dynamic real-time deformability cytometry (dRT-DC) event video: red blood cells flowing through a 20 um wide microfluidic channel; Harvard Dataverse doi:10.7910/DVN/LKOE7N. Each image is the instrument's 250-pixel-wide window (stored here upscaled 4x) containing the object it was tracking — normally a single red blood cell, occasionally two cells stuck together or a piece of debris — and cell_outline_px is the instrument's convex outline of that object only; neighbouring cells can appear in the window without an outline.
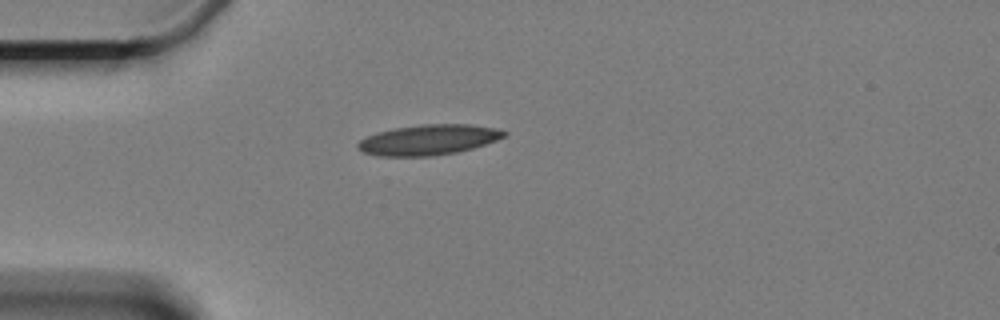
{"species": "Egyptian fruit bat (a non-hibernating species)", "species_latin": "Rousettus aegyptiacus", "temperature_condition": "cold", "stored_images_in_passage": 37, "camera_frame_rate_fps": 3000, "um_per_image_px": 0.085, "animal": {"sex": "female"}, "frame": {"image": 1, "passage_image": 1, "time_ms": 0.0, "image_size_px": [1000, 320], "cell_outline_px": [[508, 136], [472, 148], [456, 152], [432, 156], [380, 156], [364, 152], [356, 148], [356, 144], [360, 140], [376, 132], [396, 128], [424, 124], [468, 124], [496, 128], [508, 132]], "centroid_in_image_um": [36.43, 11.88], "position_along_channel_um": 48.6, "area_um2": 25.78}}
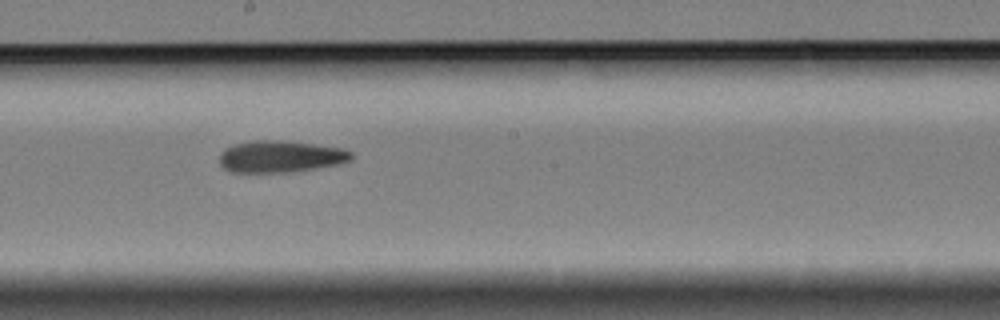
{"frame": {"image": 2, "passage_image": 18, "time_ms": 5.667, "image_size_px": [1000, 320], "cell_outline_px": [[352, 160], [336, 164], [288, 172], [232, 172], [224, 168], [220, 164], [220, 152], [224, 148], [232, 144], [252, 140], [280, 140], [344, 148], [352, 152]], "centroid_in_image_um": [23.79, 13.29], "position_along_channel_um": 224.4, "area_um2": 24.33}}
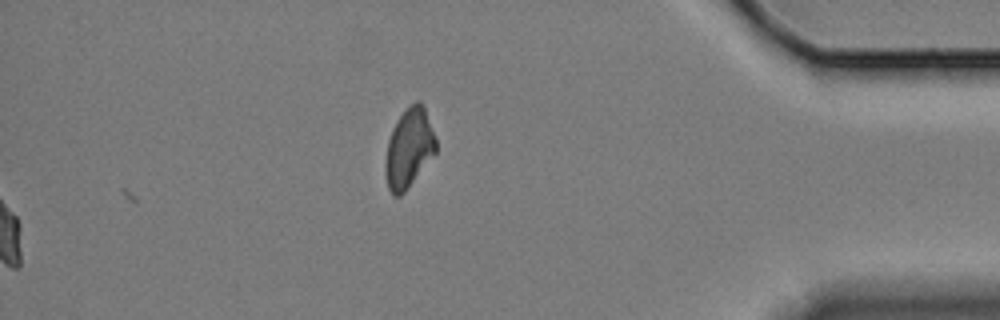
{"frame": {"image": 3, "passage_image": 37, "time_ms": 12.0, "image_size_px": [1000, 320], "cell_outline_px": [[436, 152], [404, 192], [400, 196], [392, 196], [388, 188], [384, 168], [384, 164], [388, 140], [392, 128], [396, 120], [416, 100], [420, 100], [424, 108], [436, 140]], "centroid_in_image_um": [34.73, 12.62], "position_along_channel_um": 400.5, "area_um2": 23.0}, "authors_computed_cell_mechanics": {"area_um2": 24.0448, "velocity_mm_per_s": 3.3339, "shape_relaxation_time_tau1_ms": null, "shape_relaxation_time_tau2_ms": 10.3637, "deformation_change_tau1": null, "deformation_change_tau2": 0.1844}}